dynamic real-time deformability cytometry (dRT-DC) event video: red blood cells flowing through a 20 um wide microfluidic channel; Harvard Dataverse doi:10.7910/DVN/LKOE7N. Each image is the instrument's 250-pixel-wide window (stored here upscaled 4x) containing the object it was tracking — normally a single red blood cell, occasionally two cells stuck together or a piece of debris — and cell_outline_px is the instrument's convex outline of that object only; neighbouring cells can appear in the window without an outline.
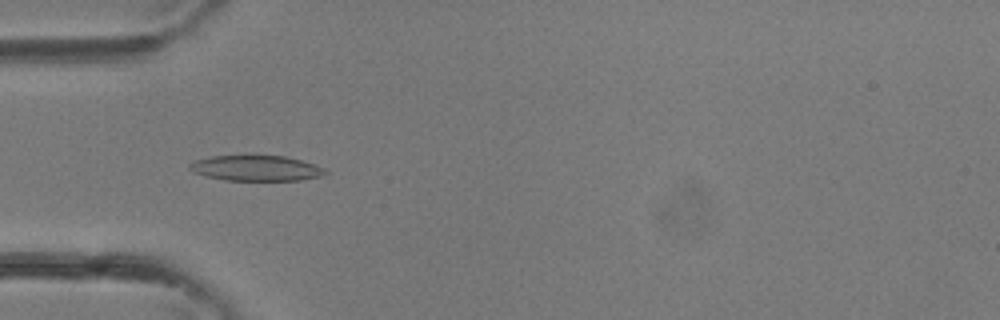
{"species": "common noctule bat (a hibernating species)", "species_latin": "Nyctalus noctula", "temperature_condition": "room temperature", "stored_images_in_passage": 36, "camera_frame_rate_fps": 3000, "um_per_image_px": 0.085, "animal": {"sex": "female"}, "frame": {"image": 1, "passage_image": 11, "time_ms": 3.333, "image_size_px": [1000, 320], "cell_outline_px": [[328, 172], [324, 176], [300, 180], [224, 180], [204, 176], [192, 172], [188, 168], [188, 164], [196, 160], [212, 156], [284, 156], [300, 160], [324, 168]], "centroid_in_image_um": [21.74, 14.3], "position_along_channel_um": 63.3, "area_um2": 20.06}}
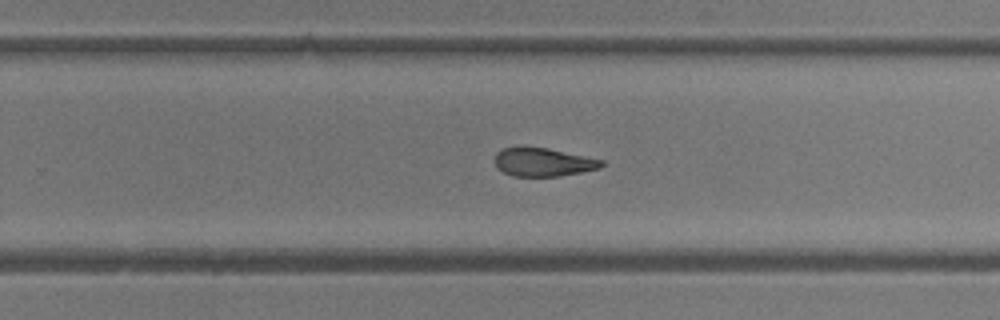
{"frame": {"image": 2, "passage_image": 23, "time_ms": 7.333, "image_size_px": [1000, 320], "cell_outline_px": [[604, 164], [600, 168], [560, 176], [512, 176], [496, 168], [492, 160], [496, 152], [504, 148], [520, 144], [548, 148], [604, 160]], "centroid_in_image_um": [46.08, 13.74], "position_along_channel_um": 283.7, "area_um2": 18.26}}
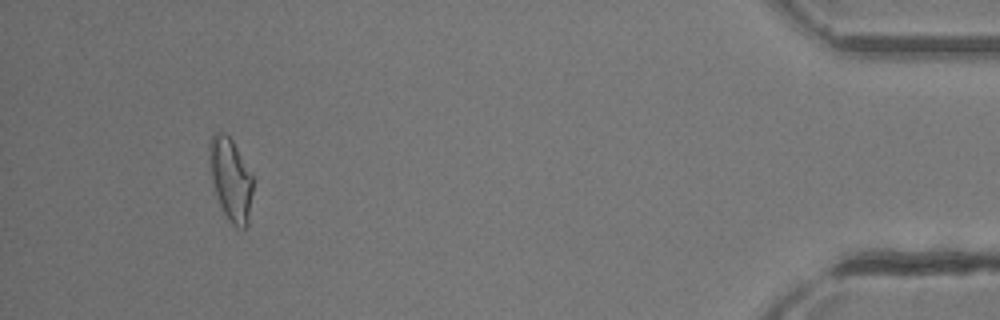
{"frame": {"image": 3, "passage_image": 34, "time_ms": 11.0, "image_size_px": [1000, 320], "cell_outline_px": [[252, 192], [248, 224], [244, 228], [240, 228], [232, 224], [228, 220], [220, 204], [212, 184], [208, 156], [208, 140], [216, 132], [224, 132], [232, 140], [252, 176]], "centroid_in_image_um": [19.57, 15.22], "position_along_channel_um": 415.6, "area_um2": 20.81}}